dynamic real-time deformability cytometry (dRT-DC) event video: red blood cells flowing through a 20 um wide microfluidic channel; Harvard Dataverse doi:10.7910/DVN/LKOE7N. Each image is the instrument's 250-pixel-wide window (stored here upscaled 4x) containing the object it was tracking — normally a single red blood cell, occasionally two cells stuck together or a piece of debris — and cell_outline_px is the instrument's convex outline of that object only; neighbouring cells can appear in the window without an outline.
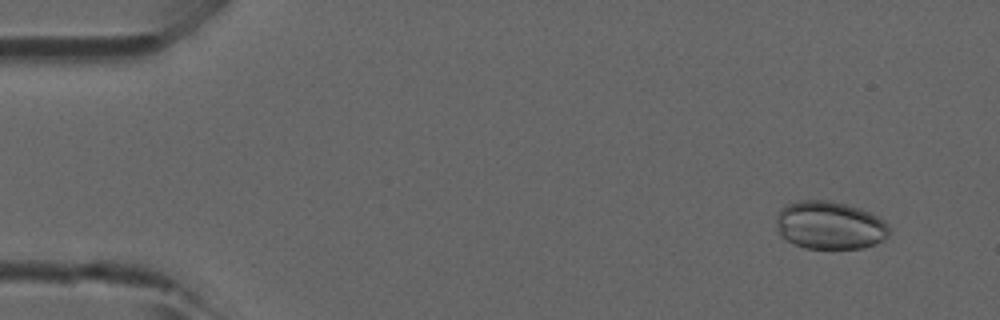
{"species": "common noctule bat (a hibernating species)", "species_latin": "Nyctalus noctula", "temperature_condition": "room temperature", "stored_images_in_passage": 6, "camera_frame_rate_fps": 3000, "um_per_image_px": 0.085, "animal": {"sex": "male", "forearm_length_mm": 52.5}, "frame": {"image": 1, "passage_image": 2, "time_ms": 0.333, "image_size_px": [1000, 320], "cell_outline_px": [[888, 236], [884, 240], [876, 244], [864, 248], [804, 248], [792, 244], [780, 236], [776, 224], [776, 216], [780, 208], [796, 200], [828, 200], [860, 208], [876, 216], [888, 228]], "centroid_in_image_um": [70.46, 19.16], "position_along_channel_um": 14.5, "area_um2": 31.62}}